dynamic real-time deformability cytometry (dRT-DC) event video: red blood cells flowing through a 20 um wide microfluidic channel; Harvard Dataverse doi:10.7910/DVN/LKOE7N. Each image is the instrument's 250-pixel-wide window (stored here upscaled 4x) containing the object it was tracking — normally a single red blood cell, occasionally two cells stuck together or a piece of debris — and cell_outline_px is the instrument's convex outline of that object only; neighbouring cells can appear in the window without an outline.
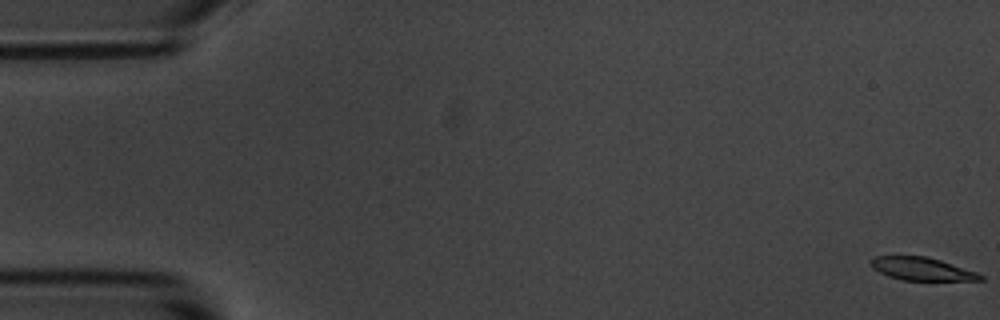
{"species": "common noctule bat (a hibernating species)", "species_latin": "Nyctalus noctula", "temperature_condition": "room temperature", "stored_images_in_passage": 56, "camera_frame_rate_fps": 3000, "um_per_image_px": 0.085, "animal": {"sex": "male", "body_mass_g": 20.1, "forearm_length_mm": 53.5}, "frame": {"image": 1, "passage_image": 1, "time_ms": 0.0, "image_size_px": [1000, 320], "cell_outline_px": [[984, 280], [900, 280], [888, 276], [872, 268], [868, 260], [872, 256], [924, 256], [940, 260], [976, 272], [984, 276]], "centroid_in_image_um": [78.29, 22.85], "position_along_channel_um": 6.7, "area_um2": 14.62}}
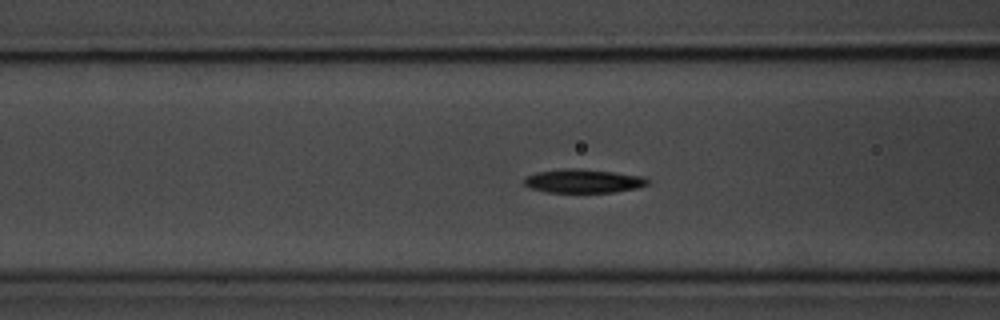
{"frame": {"image": 2, "passage_image": 22, "time_ms": 7.0, "image_size_px": [1000, 320], "cell_outline_px": [[652, 184], [636, 188], [612, 192], [548, 192], [532, 188], [524, 184], [524, 180], [528, 176], [536, 172], [564, 168], [580, 168], [644, 176], [652, 180]], "centroid_in_image_um": [49.66, 15.38], "position_along_channel_um": 116.9, "area_um2": 17.11}}
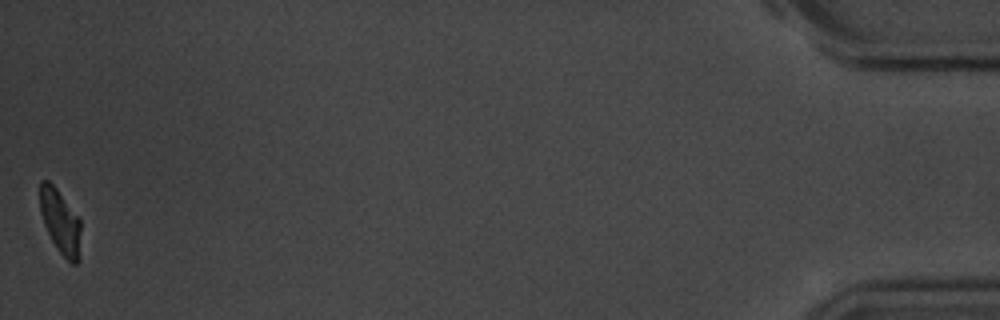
{"frame": {"image": 3, "passage_image": 56, "time_ms": 18.333, "image_size_px": [1000, 320], "cell_outline_px": [[80, 260], [76, 264], [72, 264], [56, 248], [44, 224], [40, 212], [40, 180], [48, 180], [56, 188], [80, 220]], "centroid_in_image_um": [5.13, 18.87], "position_along_channel_um": 430.1, "area_um2": 15.14}, "authors_computed_cell_mechanics": {"area_um2": 16.762, "velocity_mm_per_s": 3.6186, "shape_relaxation_time_tau1_ms": 2.3523, "shape_relaxation_time_tau2_ms": 4.4415, "deformation_change_tau1": 0.1127, "deformation_change_tau2": 0.1016}}